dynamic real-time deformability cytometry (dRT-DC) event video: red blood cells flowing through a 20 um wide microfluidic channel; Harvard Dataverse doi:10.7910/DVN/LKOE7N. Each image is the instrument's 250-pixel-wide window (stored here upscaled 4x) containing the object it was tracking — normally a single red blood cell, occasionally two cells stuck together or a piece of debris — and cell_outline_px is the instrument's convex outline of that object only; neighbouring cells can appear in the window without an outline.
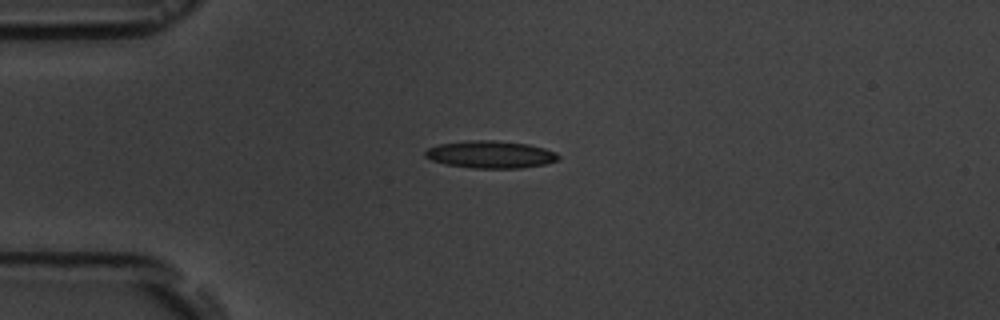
{"species": "common noctule bat (a hibernating species)", "species_latin": "Nyctalus noctula", "temperature_condition": "room temperature", "stored_images_in_passage": 2, "camera_frame_rate_fps": 3000, "um_per_image_px": 0.085, "animal": {"sex": "male", "body_mass_g": 19.5, "forearm_length_mm": 54.6}, "frame": {"image": 1, "passage_image": 1, "time_ms": 0.0, "image_size_px": [1000, 320], "cell_outline_px": [[560, 160], [544, 164], [520, 168], [472, 168], [444, 164], [432, 160], [424, 156], [424, 152], [428, 148], [440, 144], [468, 140], [492, 140], [528, 144], [544, 148], [556, 152], [560, 156]], "centroid_in_image_um": [41.7, 13.13], "position_along_channel_um": 43.3, "area_um2": 21.27}}